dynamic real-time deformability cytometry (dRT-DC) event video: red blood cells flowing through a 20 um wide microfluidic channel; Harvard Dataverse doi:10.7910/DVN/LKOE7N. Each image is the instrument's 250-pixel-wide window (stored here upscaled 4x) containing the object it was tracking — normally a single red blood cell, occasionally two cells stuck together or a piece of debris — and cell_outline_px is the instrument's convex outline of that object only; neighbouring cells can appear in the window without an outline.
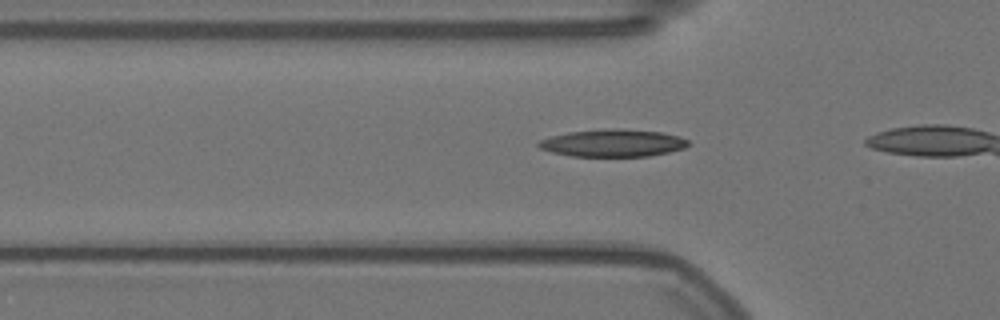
{"species": "Egyptian fruit bat (a non-hibernating species)", "species_latin": "Rousettus aegyptiacus", "temperature_condition": "warm", "stored_images_in_passage": 6, "camera_frame_rate_fps": 3000, "um_per_image_px": 0.085, "animal": {"sex": "female"}, "frame": {"image": 1, "passage_image": 3, "time_ms": 0.667, "image_size_px": [1000, 320], "cell_outline_px": [[688, 144], [684, 148], [668, 152], [648, 156], [572, 156], [552, 152], [540, 148], [536, 144], [540, 140], [552, 136], [568, 132], [604, 128], [620, 128], [660, 132], [680, 136], [688, 140]], "centroid_in_image_um": [52.09, 12.14], "position_along_channel_um": 73.7, "area_um2": 23.87}}